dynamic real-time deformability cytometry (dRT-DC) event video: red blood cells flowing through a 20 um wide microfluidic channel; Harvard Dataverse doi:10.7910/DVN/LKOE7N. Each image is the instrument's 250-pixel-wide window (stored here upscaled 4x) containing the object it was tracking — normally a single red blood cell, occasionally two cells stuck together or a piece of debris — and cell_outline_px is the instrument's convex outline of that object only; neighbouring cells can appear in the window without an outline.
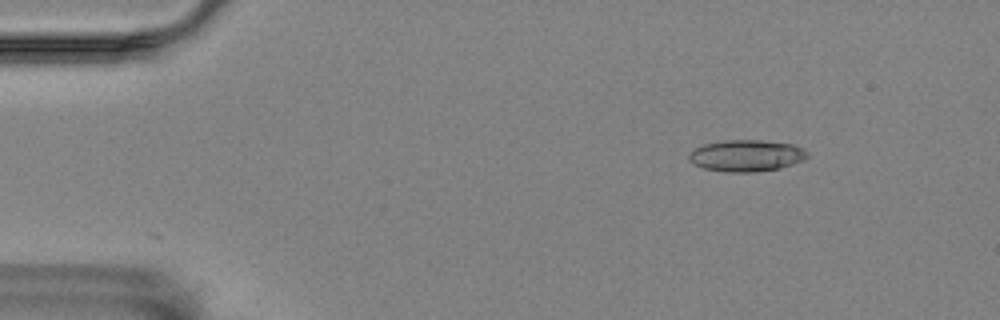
{"species": "Egyptian fruit bat (a non-hibernating species)", "species_latin": "Rousettus aegyptiacus", "temperature_condition": "room temperature", "stored_images_in_passage": 6, "camera_frame_rate_fps": 3000, "um_per_image_px": 0.085, "animal": {"sex": "female"}, "frame": {"image": 1, "passage_image": 1, "time_ms": 0.0, "image_size_px": [1000, 320], "cell_outline_px": [[808, 156], [804, 160], [780, 168], [756, 172], [724, 172], [704, 168], [688, 160], [688, 156], [696, 148], [704, 144], [724, 140], [760, 140], [792, 144], [808, 152]], "centroid_in_image_um": [63.45, 13.23], "position_along_channel_um": 21.6, "area_um2": 21.68}}
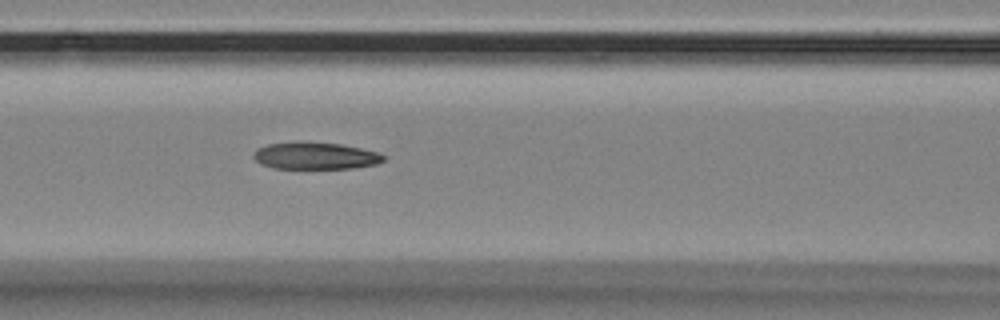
{"frame": {"image": 2, "passage_image": 6, "time_ms": 1.667, "image_size_px": [1000, 320], "cell_outline_px": [[384, 160], [376, 164], [352, 168], [272, 168], [260, 164], [252, 156], [256, 148], [268, 144], [296, 140], [300, 140], [340, 144], [360, 148], [376, 152], [384, 156]], "centroid_in_image_um": [26.72, 13.22], "position_along_channel_um": 139.9, "area_um2": 20.69}}